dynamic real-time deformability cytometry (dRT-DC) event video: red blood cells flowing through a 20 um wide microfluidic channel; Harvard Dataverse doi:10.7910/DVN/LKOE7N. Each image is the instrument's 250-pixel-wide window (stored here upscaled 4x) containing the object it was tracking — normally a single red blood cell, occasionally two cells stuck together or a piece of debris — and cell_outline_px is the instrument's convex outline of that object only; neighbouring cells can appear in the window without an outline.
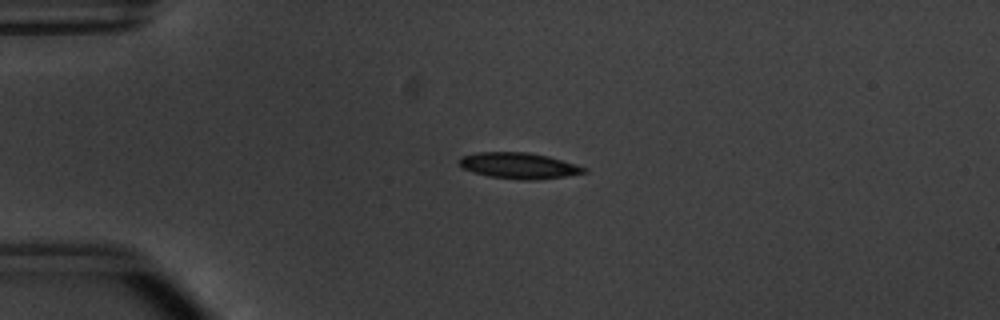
{"species": "common noctule bat (a hibernating species)", "species_latin": "Nyctalus noctula", "temperature_condition": "warm", "stored_images_in_passage": 41, "camera_frame_rate_fps": 3000, "um_per_image_px": 0.085, "animal": {"sex": "male", "body_mass_g": 20.1, "forearm_length_mm": 53.5}, "frame": {"image": 1, "passage_image": 1, "time_ms": 0.0, "image_size_px": [1000, 320], "cell_outline_px": [[588, 172], [564, 176], [536, 180], [520, 180], [488, 176], [472, 172], [456, 164], [460, 156], [476, 152], [528, 152], [548, 156], [588, 168]], "centroid_in_image_um": [44.06, 14.08], "position_along_channel_um": 40.9, "area_um2": 19.07}}
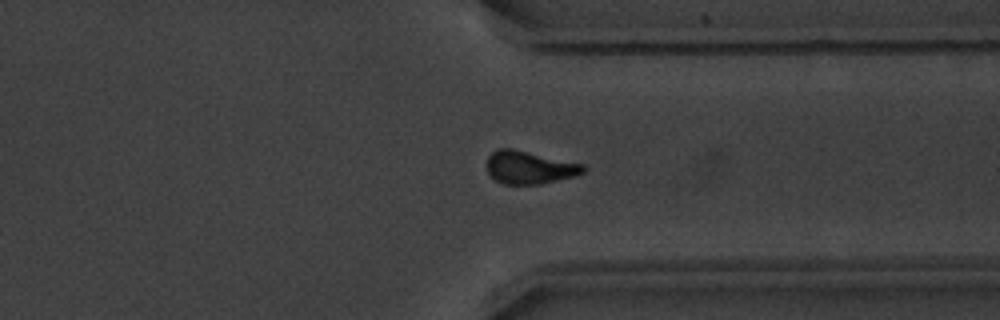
{"frame": {"image": 2, "passage_image": 29, "time_ms": 9.333, "image_size_px": [1000, 320], "cell_outline_px": [[588, 168], [584, 172], [576, 176], [540, 184], [504, 184], [496, 180], [488, 172], [488, 156], [496, 148], [512, 148], [584, 164]], "centroid_in_image_um": [45.04, 14.22], "position_along_channel_um": 366.4, "area_um2": 18.5}}
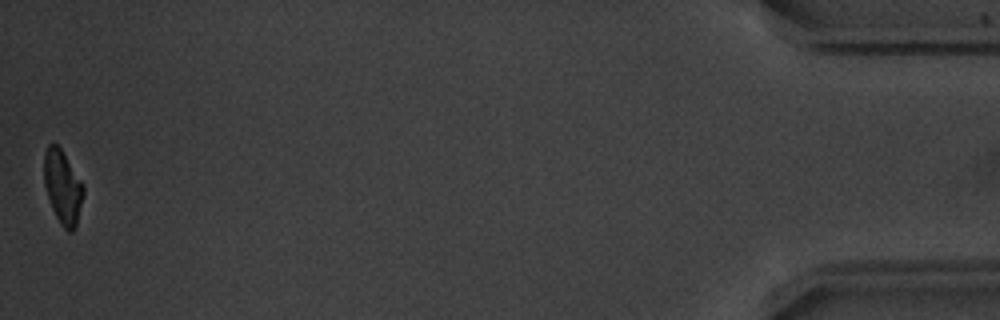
{"frame": {"image": 3, "passage_image": 41, "time_ms": 13.333, "image_size_px": [1000, 320], "cell_outline_px": [[84, 192], [76, 228], [72, 232], [68, 232], [60, 224], [52, 208], [44, 184], [44, 152], [48, 144], [56, 144], [60, 148], [84, 184]], "centroid_in_image_um": [5.34, 15.92], "position_along_channel_um": 429.9, "area_um2": 16.88}, "authors_computed_cell_mechanics": {"area_um2": 18.4382, "velocity_mm_per_s": 3.8066, "shape_relaxation_time_tau1_ms": 3.916, "shape_relaxation_time_tau2_ms": 9.7004, "deformation_change_tau1": 0.1364, "deformation_change_tau2": 0.2116}}